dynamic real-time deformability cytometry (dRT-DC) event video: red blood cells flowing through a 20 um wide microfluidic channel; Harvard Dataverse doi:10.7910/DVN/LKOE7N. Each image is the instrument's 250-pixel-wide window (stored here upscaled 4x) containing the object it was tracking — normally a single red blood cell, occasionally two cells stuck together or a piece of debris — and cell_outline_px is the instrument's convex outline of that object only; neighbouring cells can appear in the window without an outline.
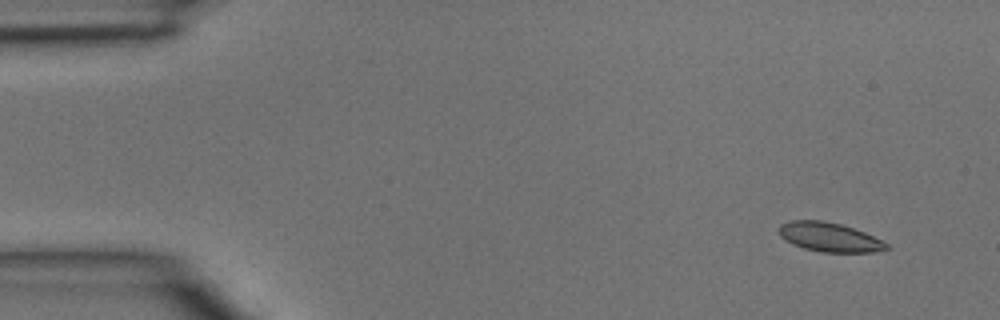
{"species": "common noctule bat (a hibernating species)", "species_latin": "Nyctalus noctula", "temperature_condition": "room temperature", "stored_images_in_passage": 4, "camera_frame_rate_fps": 3000, "um_per_image_px": 0.085, "animal": {"sex": "male", "body_mass_g": 15.6}, "frame": {"image": 1, "passage_image": 1, "time_ms": 0.0, "image_size_px": [1000, 320], "cell_outline_px": [[888, 248], [876, 252], [820, 252], [804, 248], [792, 244], [784, 240], [780, 236], [780, 224], [792, 220], [824, 220], [840, 224], [864, 232], [888, 244]], "centroid_in_image_um": [70.47, 20.16], "position_along_channel_um": 14.5, "area_um2": 18.15}}
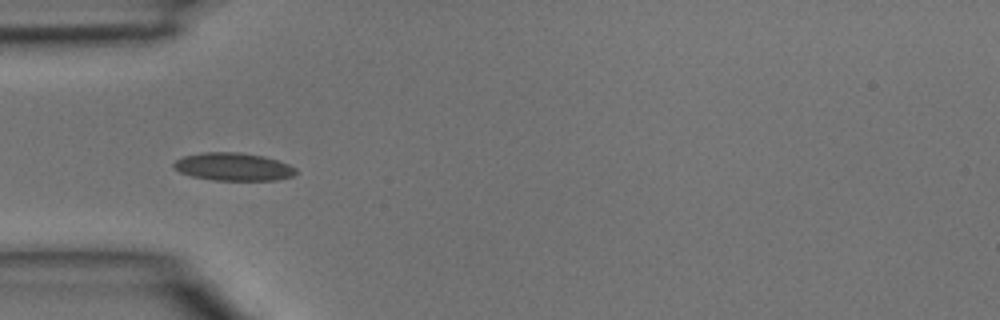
{"frame": {"image": 2, "passage_image": 4, "time_ms": 1.0, "image_size_px": [1000, 320], "cell_outline_px": [[296, 172], [292, 176], [276, 180], [212, 180], [192, 176], [180, 172], [172, 168], [172, 164], [176, 160], [184, 156], [200, 152], [240, 152], [264, 156], [288, 164], [296, 168]], "centroid_in_image_um": [19.79, 14.17], "position_along_channel_um": 65.2, "area_um2": 19.88}}